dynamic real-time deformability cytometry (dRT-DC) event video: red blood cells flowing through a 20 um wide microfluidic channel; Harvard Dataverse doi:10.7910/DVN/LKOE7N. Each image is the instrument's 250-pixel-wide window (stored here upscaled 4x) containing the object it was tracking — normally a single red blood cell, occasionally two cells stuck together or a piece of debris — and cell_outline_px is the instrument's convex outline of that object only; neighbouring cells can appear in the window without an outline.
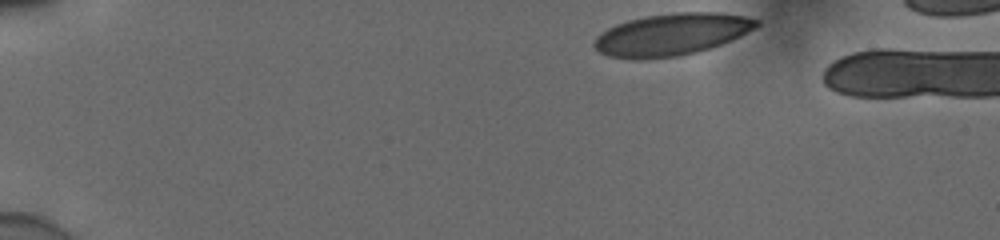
{"species": "human", "species_latin": "Homo sapiens", "temperature_condition": "cold", "stored_images_in_passage": 10, "camera_frame_rate_fps": 3000, "um_per_image_px": 0.085, "donor": {"sex": "male"}, "frame": {"image": 1, "passage_image": 1, "time_ms": 0.0, "image_size_px": [1000, 240], "cell_outline_px": [[760, 24], [740, 36], [732, 40], [696, 52], [680, 56], [636, 60], [608, 56], [600, 52], [592, 44], [596, 36], [600, 32], [616, 24], [628, 20], [644, 16], [676, 12], [720, 12], [744, 16], [760, 20]], "centroid_in_image_um": [57.05, 2.92], "position_along_channel_um": 27.9, "area_um2": 39.88}}